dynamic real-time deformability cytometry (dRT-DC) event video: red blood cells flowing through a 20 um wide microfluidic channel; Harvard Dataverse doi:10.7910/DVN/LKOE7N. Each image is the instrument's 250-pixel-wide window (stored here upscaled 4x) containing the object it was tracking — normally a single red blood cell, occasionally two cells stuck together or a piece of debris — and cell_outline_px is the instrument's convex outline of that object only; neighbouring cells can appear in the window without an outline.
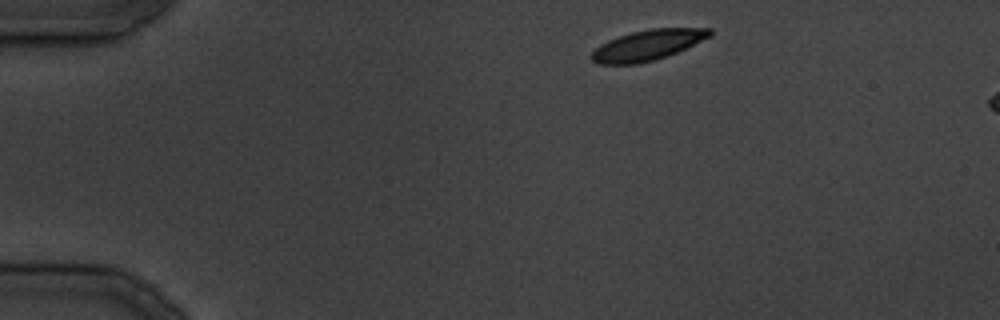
{"species": "common noctule bat (a hibernating species)", "species_latin": "Nyctalus noctula", "temperature_condition": "cold", "stored_images_in_passage": 31, "camera_frame_rate_fps": 3000, "um_per_image_px": 0.085, "animal": {"sex": "male", "body_mass_g": 19.5, "forearm_length_mm": 54.6}, "frame": {"image": 1, "passage_image": 1, "time_ms": 0.0, "image_size_px": [1000, 320], "cell_outline_px": [[712, 36], [668, 56], [656, 60], [636, 64], [600, 64], [592, 60], [588, 56], [600, 44], [608, 40], [632, 32], [648, 28], [712, 28]], "centroid_in_image_um": [55.05, 3.83], "position_along_channel_um": 29.9, "area_um2": 21.1}}
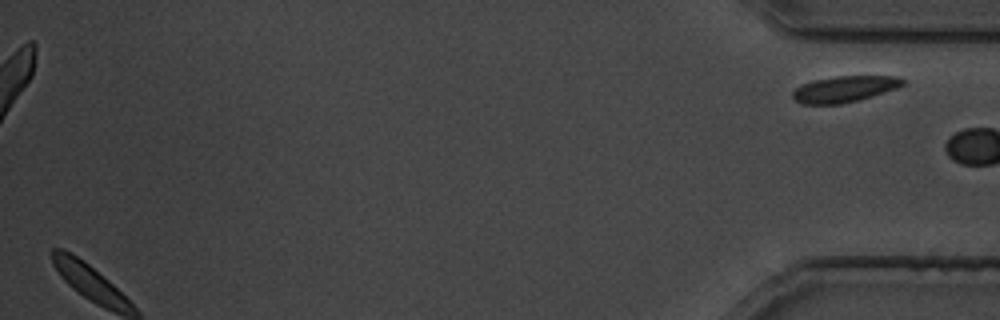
{"frame": {"image": 2, "passage_image": 31, "time_ms": 36.667, "image_size_px": [1000, 320], "cell_outline_px": [[904, 84], [896, 88], [860, 100], [844, 104], [800, 104], [792, 96], [792, 92], [800, 84], [812, 80], [836, 76], [900, 76], [904, 80]], "centroid_in_image_um": [71.75, 7.57], "position_along_channel_um": 363.4, "area_um2": 16.94}}